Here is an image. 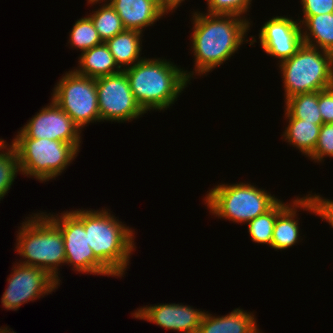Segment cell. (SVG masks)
Instances as JSON below:
<instances>
[{
  "label": "cell",
  "instance_id": "32",
  "mask_svg": "<svg viewBox=\"0 0 333 333\" xmlns=\"http://www.w3.org/2000/svg\"><path fill=\"white\" fill-rule=\"evenodd\" d=\"M159 1L162 2L172 13L173 10L178 8L181 2L185 0H159Z\"/></svg>",
  "mask_w": 333,
  "mask_h": 333
},
{
  "label": "cell",
  "instance_id": "25",
  "mask_svg": "<svg viewBox=\"0 0 333 333\" xmlns=\"http://www.w3.org/2000/svg\"><path fill=\"white\" fill-rule=\"evenodd\" d=\"M18 172L20 168L17 152L13 144L9 145L4 141L0 145V201L9 192Z\"/></svg>",
  "mask_w": 333,
  "mask_h": 333
},
{
  "label": "cell",
  "instance_id": "3",
  "mask_svg": "<svg viewBox=\"0 0 333 333\" xmlns=\"http://www.w3.org/2000/svg\"><path fill=\"white\" fill-rule=\"evenodd\" d=\"M109 211L103 208L71 210L84 224L88 245L93 250L94 256L115 277L120 278L125 275L130 256L135 250V233Z\"/></svg>",
  "mask_w": 333,
  "mask_h": 333
},
{
  "label": "cell",
  "instance_id": "2",
  "mask_svg": "<svg viewBox=\"0 0 333 333\" xmlns=\"http://www.w3.org/2000/svg\"><path fill=\"white\" fill-rule=\"evenodd\" d=\"M124 71L134 98L145 113L167 110L190 82L183 69L166 59L144 57Z\"/></svg>",
  "mask_w": 333,
  "mask_h": 333
},
{
  "label": "cell",
  "instance_id": "30",
  "mask_svg": "<svg viewBox=\"0 0 333 333\" xmlns=\"http://www.w3.org/2000/svg\"><path fill=\"white\" fill-rule=\"evenodd\" d=\"M318 105L323 123H333V86L318 91Z\"/></svg>",
  "mask_w": 333,
  "mask_h": 333
},
{
  "label": "cell",
  "instance_id": "7",
  "mask_svg": "<svg viewBox=\"0 0 333 333\" xmlns=\"http://www.w3.org/2000/svg\"><path fill=\"white\" fill-rule=\"evenodd\" d=\"M20 172L46 182L58 177L76 158L78 150L70 143L47 138L15 137Z\"/></svg>",
  "mask_w": 333,
  "mask_h": 333
},
{
  "label": "cell",
  "instance_id": "6",
  "mask_svg": "<svg viewBox=\"0 0 333 333\" xmlns=\"http://www.w3.org/2000/svg\"><path fill=\"white\" fill-rule=\"evenodd\" d=\"M251 183L219 184L206 194L209 212L235 223H248L268 211L279 199Z\"/></svg>",
  "mask_w": 333,
  "mask_h": 333
},
{
  "label": "cell",
  "instance_id": "17",
  "mask_svg": "<svg viewBox=\"0 0 333 333\" xmlns=\"http://www.w3.org/2000/svg\"><path fill=\"white\" fill-rule=\"evenodd\" d=\"M254 317L240 308L221 317L204 312L197 333H262Z\"/></svg>",
  "mask_w": 333,
  "mask_h": 333
},
{
  "label": "cell",
  "instance_id": "22",
  "mask_svg": "<svg viewBox=\"0 0 333 333\" xmlns=\"http://www.w3.org/2000/svg\"><path fill=\"white\" fill-rule=\"evenodd\" d=\"M285 110L296 119L322 125L323 120L319 111L318 92L300 93L284 100Z\"/></svg>",
  "mask_w": 333,
  "mask_h": 333
},
{
  "label": "cell",
  "instance_id": "8",
  "mask_svg": "<svg viewBox=\"0 0 333 333\" xmlns=\"http://www.w3.org/2000/svg\"><path fill=\"white\" fill-rule=\"evenodd\" d=\"M82 130L87 124L100 122L96 79L66 72L55 85L51 98Z\"/></svg>",
  "mask_w": 333,
  "mask_h": 333
},
{
  "label": "cell",
  "instance_id": "27",
  "mask_svg": "<svg viewBox=\"0 0 333 333\" xmlns=\"http://www.w3.org/2000/svg\"><path fill=\"white\" fill-rule=\"evenodd\" d=\"M208 14L236 15L241 17L251 7L252 0H206Z\"/></svg>",
  "mask_w": 333,
  "mask_h": 333
},
{
  "label": "cell",
  "instance_id": "29",
  "mask_svg": "<svg viewBox=\"0 0 333 333\" xmlns=\"http://www.w3.org/2000/svg\"><path fill=\"white\" fill-rule=\"evenodd\" d=\"M303 19H298L301 24L307 17L325 13H333V0H301Z\"/></svg>",
  "mask_w": 333,
  "mask_h": 333
},
{
  "label": "cell",
  "instance_id": "4",
  "mask_svg": "<svg viewBox=\"0 0 333 333\" xmlns=\"http://www.w3.org/2000/svg\"><path fill=\"white\" fill-rule=\"evenodd\" d=\"M30 217H26L28 219L22 223L16 236V252L23 257L19 263L43 269L60 284L58 267L66 262L60 228L45 212L34 213Z\"/></svg>",
  "mask_w": 333,
  "mask_h": 333
},
{
  "label": "cell",
  "instance_id": "19",
  "mask_svg": "<svg viewBox=\"0 0 333 333\" xmlns=\"http://www.w3.org/2000/svg\"><path fill=\"white\" fill-rule=\"evenodd\" d=\"M142 35L140 31L125 29L105 42L121 70L124 71L143 59L140 56Z\"/></svg>",
  "mask_w": 333,
  "mask_h": 333
},
{
  "label": "cell",
  "instance_id": "12",
  "mask_svg": "<svg viewBox=\"0 0 333 333\" xmlns=\"http://www.w3.org/2000/svg\"><path fill=\"white\" fill-rule=\"evenodd\" d=\"M81 130L53 101L25 124L15 137L47 138L72 144L80 150Z\"/></svg>",
  "mask_w": 333,
  "mask_h": 333
},
{
  "label": "cell",
  "instance_id": "9",
  "mask_svg": "<svg viewBox=\"0 0 333 333\" xmlns=\"http://www.w3.org/2000/svg\"><path fill=\"white\" fill-rule=\"evenodd\" d=\"M59 216L49 213L47 216L60 228L66 255L65 264L73 270L92 275L115 277L95 256L88 245L84 224L71 212L63 211Z\"/></svg>",
  "mask_w": 333,
  "mask_h": 333
},
{
  "label": "cell",
  "instance_id": "18",
  "mask_svg": "<svg viewBox=\"0 0 333 333\" xmlns=\"http://www.w3.org/2000/svg\"><path fill=\"white\" fill-rule=\"evenodd\" d=\"M79 66L74 71L90 78H99L121 72L105 42L80 54Z\"/></svg>",
  "mask_w": 333,
  "mask_h": 333
},
{
  "label": "cell",
  "instance_id": "28",
  "mask_svg": "<svg viewBox=\"0 0 333 333\" xmlns=\"http://www.w3.org/2000/svg\"><path fill=\"white\" fill-rule=\"evenodd\" d=\"M326 156L333 158V123L322 124L317 145L309 158L321 163Z\"/></svg>",
  "mask_w": 333,
  "mask_h": 333
},
{
  "label": "cell",
  "instance_id": "11",
  "mask_svg": "<svg viewBox=\"0 0 333 333\" xmlns=\"http://www.w3.org/2000/svg\"><path fill=\"white\" fill-rule=\"evenodd\" d=\"M17 264L7 278L8 286L1 298L6 310H18L22 304L44 297L58 288L59 283L43 269Z\"/></svg>",
  "mask_w": 333,
  "mask_h": 333
},
{
  "label": "cell",
  "instance_id": "10",
  "mask_svg": "<svg viewBox=\"0 0 333 333\" xmlns=\"http://www.w3.org/2000/svg\"><path fill=\"white\" fill-rule=\"evenodd\" d=\"M101 121L126 122L144 115L131 91L125 71L96 79Z\"/></svg>",
  "mask_w": 333,
  "mask_h": 333
},
{
  "label": "cell",
  "instance_id": "16",
  "mask_svg": "<svg viewBox=\"0 0 333 333\" xmlns=\"http://www.w3.org/2000/svg\"><path fill=\"white\" fill-rule=\"evenodd\" d=\"M289 205L277 216L273 228L271 248L274 250H286L300 241L299 220L297 209L311 211L316 214V207L310 195L302 198L296 197ZM297 218V219H296Z\"/></svg>",
  "mask_w": 333,
  "mask_h": 333
},
{
  "label": "cell",
  "instance_id": "14",
  "mask_svg": "<svg viewBox=\"0 0 333 333\" xmlns=\"http://www.w3.org/2000/svg\"><path fill=\"white\" fill-rule=\"evenodd\" d=\"M204 311L194 309L190 305L161 303L157 305H146L137 308L132 317L147 320L163 327L166 330H175L181 333H197Z\"/></svg>",
  "mask_w": 333,
  "mask_h": 333
},
{
  "label": "cell",
  "instance_id": "23",
  "mask_svg": "<svg viewBox=\"0 0 333 333\" xmlns=\"http://www.w3.org/2000/svg\"><path fill=\"white\" fill-rule=\"evenodd\" d=\"M282 200H278L268 211L249 221L248 233L251 240L259 244H268L271 248L273 228L277 216L288 206Z\"/></svg>",
  "mask_w": 333,
  "mask_h": 333
},
{
  "label": "cell",
  "instance_id": "24",
  "mask_svg": "<svg viewBox=\"0 0 333 333\" xmlns=\"http://www.w3.org/2000/svg\"><path fill=\"white\" fill-rule=\"evenodd\" d=\"M92 13L88 17L103 42L125 30L122 20L108 1L104 5L102 4V7L100 5V8L96 9V11H92Z\"/></svg>",
  "mask_w": 333,
  "mask_h": 333
},
{
  "label": "cell",
  "instance_id": "13",
  "mask_svg": "<svg viewBox=\"0 0 333 333\" xmlns=\"http://www.w3.org/2000/svg\"><path fill=\"white\" fill-rule=\"evenodd\" d=\"M301 24L292 17H272L260 28L261 48L278 62L291 58L303 45Z\"/></svg>",
  "mask_w": 333,
  "mask_h": 333
},
{
  "label": "cell",
  "instance_id": "26",
  "mask_svg": "<svg viewBox=\"0 0 333 333\" xmlns=\"http://www.w3.org/2000/svg\"><path fill=\"white\" fill-rule=\"evenodd\" d=\"M69 34L68 43H70L71 47L82 52L103 43L98 31L88 16L79 20L77 19Z\"/></svg>",
  "mask_w": 333,
  "mask_h": 333
},
{
  "label": "cell",
  "instance_id": "20",
  "mask_svg": "<svg viewBox=\"0 0 333 333\" xmlns=\"http://www.w3.org/2000/svg\"><path fill=\"white\" fill-rule=\"evenodd\" d=\"M284 112V118L288 119L289 124L283 132V139L294 148L296 147L302 154L306 155L305 157H309L317 145L322 125L293 118L286 110H284Z\"/></svg>",
  "mask_w": 333,
  "mask_h": 333
},
{
  "label": "cell",
  "instance_id": "21",
  "mask_svg": "<svg viewBox=\"0 0 333 333\" xmlns=\"http://www.w3.org/2000/svg\"><path fill=\"white\" fill-rule=\"evenodd\" d=\"M301 28L304 44L333 53V13L309 16Z\"/></svg>",
  "mask_w": 333,
  "mask_h": 333
},
{
  "label": "cell",
  "instance_id": "5",
  "mask_svg": "<svg viewBox=\"0 0 333 333\" xmlns=\"http://www.w3.org/2000/svg\"><path fill=\"white\" fill-rule=\"evenodd\" d=\"M279 68L285 100L300 93L318 92L333 86V53L303 43L298 51L281 61Z\"/></svg>",
  "mask_w": 333,
  "mask_h": 333
},
{
  "label": "cell",
  "instance_id": "33",
  "mask_svg": "<svg viewBox=\"0 0 333 333\" xmlns=\"http://www.w3.org/2000/svg\"><path fill=\"white\" fill-rule=\"evenodd\" d=\"M0 333H16V332L11 331V329L10 328L8 329V327L6 326V328L5 327H0Z\"/></svg>",
  "mask_w": 333,
  "mask_h": 333
},
{
  "label": "cell",
  "instance_id": "15",
  "mask_svg": "<svg viewBox=\"0 0 333 333\" xmlns=\"http://www.w3.org/2000/svg\"><path fill=\"white\" fill-rule=\"evenodd\" d=\"M89 4L107 0H87ZM102 1V2H101ZM110 5L119 15L125 29L143 32V28L153 26L162 16L171 12L159 0H109Z\"/></svg>",
  "mask_w": 333,
  "mask_h": 333
},
{
  "label": "cell",
  "instance_id": "1",
  "mask_svg": "<svg viewBox=\"0 0 333 333\" xmlns=\"http://www.w3.org/2000/svg\"><path fill=\"white\" fill-rule=\"evenodd\" d=\"M192 14L191 49L195 56V69L194 72L184 69L189 80L193 75H206L229 60L245 42L251 26L245 16L204 14L197 11Z\"/></svg>",
  "mask_w": 333,
  "mask_h": 333
},
{
  "label": "cell",
  "instance_id": "31",
  "mask_svg": "<svg viewBox=\"0 0 333 333\" xmlns=\"http://www.w3.org/2000/svg\"><path fill=\"white\" fill-rule=\"evenodd\" d=\"M316 207V215L326 220L333 228V200L325 199L321 195L309 194Z\"/></svg>",
  "mask_w": 333,
  "mask_h": 333
}]
</instances>
